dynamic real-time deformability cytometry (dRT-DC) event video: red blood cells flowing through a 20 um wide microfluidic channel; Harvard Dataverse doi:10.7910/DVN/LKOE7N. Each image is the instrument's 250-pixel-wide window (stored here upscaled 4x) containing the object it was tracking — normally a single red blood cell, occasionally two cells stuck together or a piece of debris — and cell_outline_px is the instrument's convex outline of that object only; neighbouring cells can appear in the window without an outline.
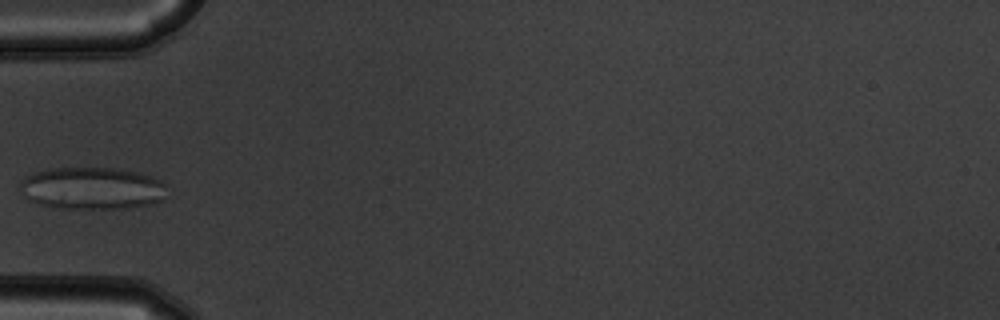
{"species": "common noctule bat (a hibernating species)", "species_latin": "Nyctalus noctula", "temperature_condition": "warm", "stored_images_in_passage": 36, "camera_frame_rate_fps": 3000, "um_per_image_px": 0.085, "animal": {"sex": "male", "body_mass_g": 19.5, "forearm_length_mm": 54.6}, "frame": {"image": 1, "passage_image": 1, "time_ms": 0.0, "image_size_px": [1000, 320], "cell_outline_px": [[164, 184], [160, 200], [152, 204], [124, 208], [60, 208], [40, 204], [24, 196], [20, 192], [20, 180], [36, 172], [48, 168], [116, 168], [136, 172], [152, 176], [164, 180]], "centroid_in_image_um": [7.79, 15.99], "position_along_channel_um": 77.2, "area_um2": 35.84}}
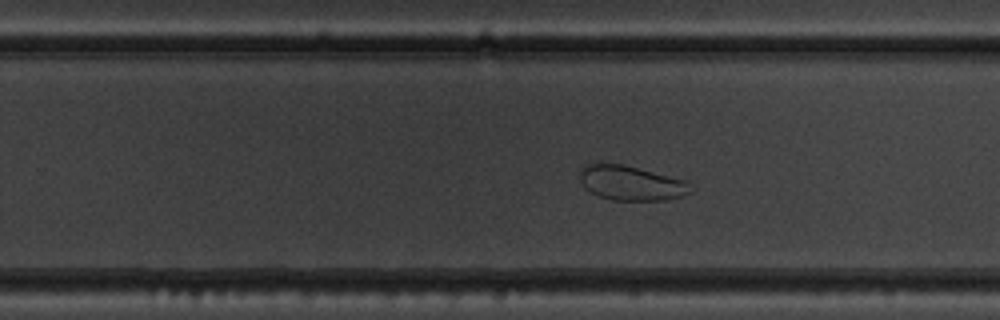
{"frame": {"image": 2, "passage_image": 17, "time_ms": 5.333, "image_size_px": [1000, 320], "cell_outline_px": [[696, 188], [680, 196], [664, 200], [612, 200], [600, 196], [584, 188], [580, 180], [580, 168], [584, 164], [624, 164], [688, 180]], "centroid_in_image_um": [53.68, 15.55], "position_along_channel_um": 276.1, "area_um2": 22.54}}
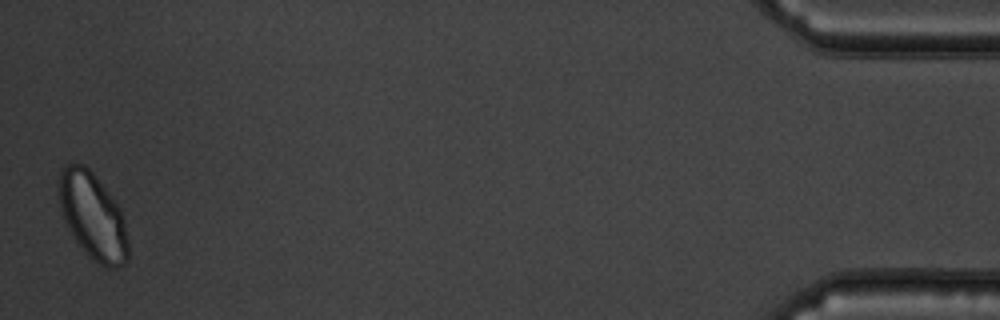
{"frame": {"image": 3, "passage_image": 36, "time_ms": 11.667, "image_size_px": [1000, 320], "cell_outline_px": [[128, 260], [124, 264], [116, 268], [108, 268], [92, 260], [76, 240], [64, 220], [60, 204], [56, 184], [60, 168], [64, 164], [84, 164], [92, 172], [108, 192], [120, 208], [124, 220], [128, 244]], "centroid_in_image_um": [7.86, 18.35], "position_along_channel_um": 427.3, "area_um2": 34.97}}